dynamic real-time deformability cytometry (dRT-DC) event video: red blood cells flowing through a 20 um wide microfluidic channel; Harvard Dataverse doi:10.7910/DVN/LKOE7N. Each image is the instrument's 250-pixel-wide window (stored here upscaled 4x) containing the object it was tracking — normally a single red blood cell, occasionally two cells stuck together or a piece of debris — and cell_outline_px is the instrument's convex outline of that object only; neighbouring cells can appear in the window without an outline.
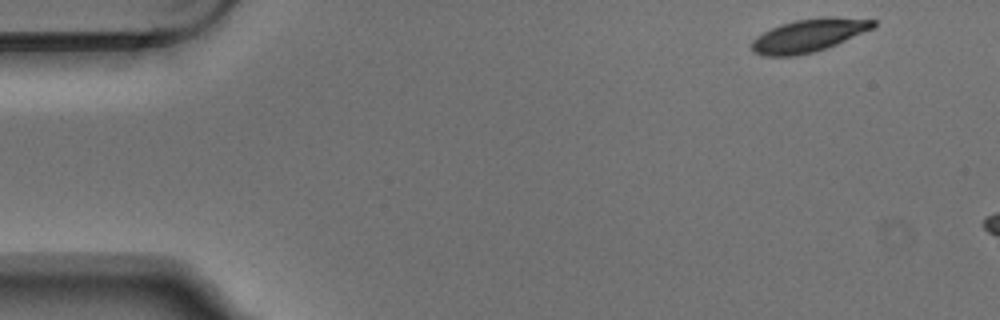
{"species": "Egyptian fruit bat (a non-hibernating species)", "species_latin": "Rousettus aegyptiacus", "temperature_condition": "warm", "stored_images_in_passage": 3, "camera_frame_rate_fps": 3000, "um_per_image_px": 0.085, "animal": {"sex": "male"}, "frame": {"image": 1, "passage_image": 1, "time_ms": 0.0, "image_size_px": [1000, 320], "cell_outline_px": [[876, 24], [872, 28], [836, 44], [816, 52], [796, 56], [764, 56], [752, 52], [752, 40], [756, 36], [780, 24], [796, 20], [828, 16], [836, 16], [876, 20]], "centroid_in_image_um": [68.72, 3.01], "position_along_channel_um": 16.3, "area_um2": 23.35}}